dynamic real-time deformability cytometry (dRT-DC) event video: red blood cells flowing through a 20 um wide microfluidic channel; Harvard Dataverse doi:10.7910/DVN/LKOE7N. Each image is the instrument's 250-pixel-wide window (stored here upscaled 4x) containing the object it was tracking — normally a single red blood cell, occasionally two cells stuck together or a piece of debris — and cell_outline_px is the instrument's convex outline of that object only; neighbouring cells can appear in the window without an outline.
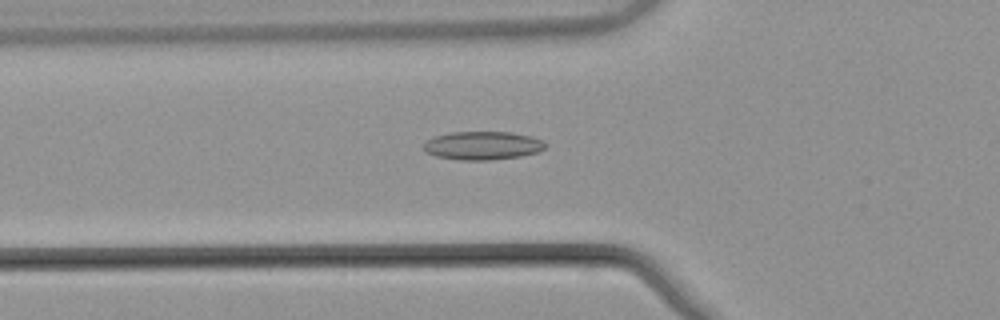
{"species": "common noctule bat (a hibernating species)", "species_latin": "Nyctalus noctula", "temperature_condition": "warm", "stored_images_in_passage": 33, "camera_frame_rate_fps": 3000, "um_per_image_px": 0.085, "animal": {"sex": "male", "body_mass_g": 21.5, "forearm_length_mm": 52.0}, "frame": {"image": 1, "passage_image": 3, "time_ms": 0.667, "image_size_px": [1000, 320], "cell_outline_px": [[548, 144], [540, 152], [520, 156], [492, 160], [460, 160], [436, 156], [424, 152], [424, 144], [428, 140], [436, 136], [452, 132], [512, 132], [532, 136], [544, 140]], "centroid_in_image_um": [41.08, 12.37], "position_along_channel_um": 84.7, "area_um2": 20.29}}
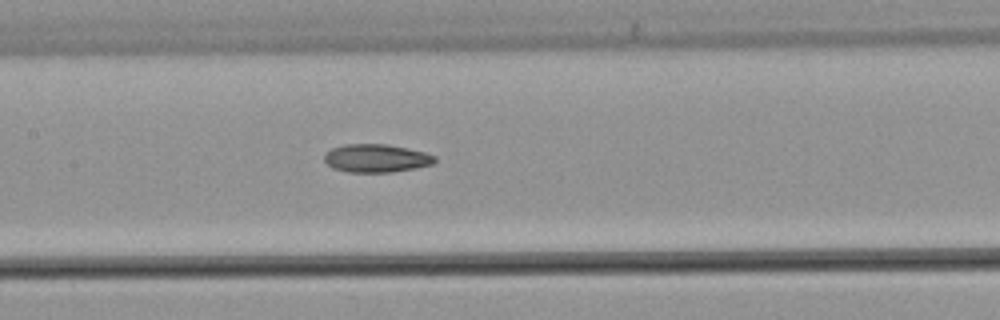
{"frame": {"image": 2, "passage_image": 10, "time_ms": 3.0, "image_size_px": [1000, 320], "cell_outline_px": [[436, 160], [432, 164], [416, 168], [392, 172], [348, 172], [332, 168], [324, 160], [324, 152], [332, 148], [344, 144], [388, 144], [408, 148], [424, 152], [436, 156]], "centroid_in_image_um": [31.97, 13.44], "position_along_channel_um": 175.4, "area_um2": 18.26}}
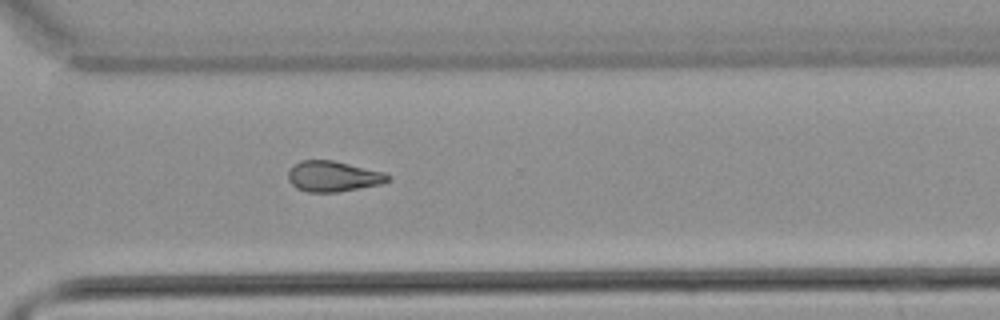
{"frame": {"image": 3, "passage_image": 23, "time_ms": 7.333, "image_size_px": [1000, 320], "cell_outline_px": [[392, 176], [388, 180], [380, 184], [336, 192], [308, 192], [296, 188], [288, 180], [288, 172], [292, 164], [300, 160], [332, 160], [384, 172]], "centroid_in_image_um": [28.27, 14.98], "position_along_channel_um": 342.3, "area_um2": 17.74}}